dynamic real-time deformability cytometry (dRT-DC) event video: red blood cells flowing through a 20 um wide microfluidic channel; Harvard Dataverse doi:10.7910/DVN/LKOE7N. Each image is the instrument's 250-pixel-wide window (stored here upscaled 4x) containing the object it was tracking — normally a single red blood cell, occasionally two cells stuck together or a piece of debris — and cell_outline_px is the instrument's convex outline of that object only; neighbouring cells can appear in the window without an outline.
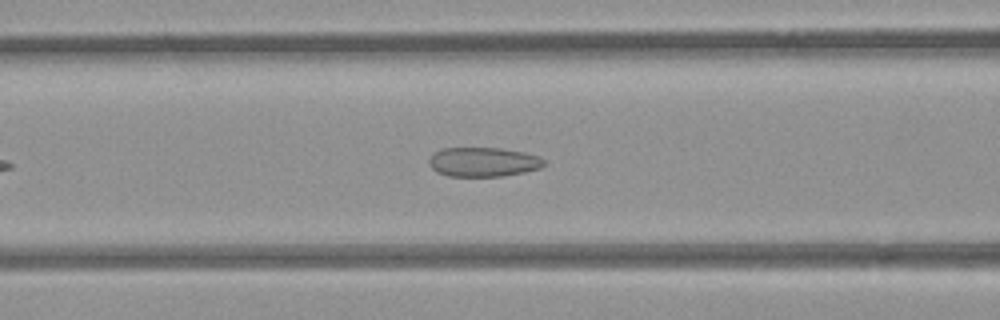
{"species": "common noctule bat (a hibernating species)", "species_latin": "Nyctalus noctula", "temperature_condition": "room temperature", "stored_images_in_passage": 44, "camera_frame_rate_fps": 3000, "um_per_image_px": 0.085, "animal": {"sex": "female", "body_mass_g": 21.9}, "frame": {"image": 1, "passage_image": 11, "time_ms": 3.333, "image_size_px": [1000, 320], "cell_outline_px": [[544, 164], [540, 168], [524, 172], [504, 176], [448, 176], [436, 172], [428, 164], [428, 160], [436, 152], [444, 148], [500, 148], [524, 152], [540, 156], [544, 160]], "centroid_in_image_um": [41.08, 13.77], "position_along_channel_um": 125.5, "area_um2": 19.65}}
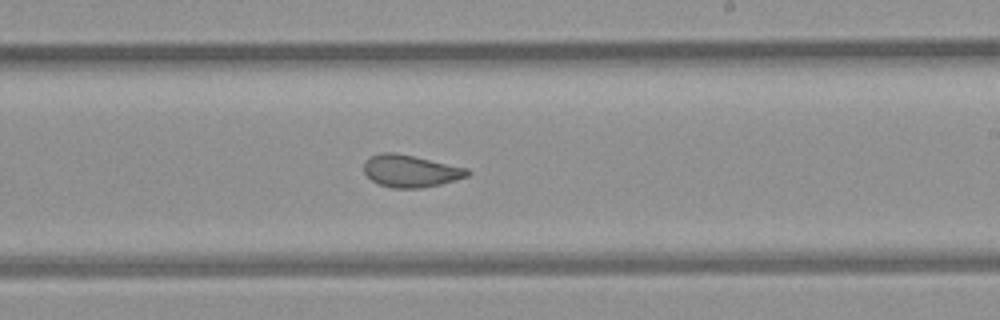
{"frame": {"image": 2, "passage_image": 21, "time_ms": 6.667, "image_size_px": [1000, 320], "cell_outline_px": [[472, 172], [468, 176], [440, 184], [420, 188], [392, 188], [380, 184], [372, 180], [364, 172], [364, 164], [372, 156], [380, 152], [396, 152], [468, 168]], "centroid_in_image_um": [34.92, 14.53], "position_along_channel_um": 254.1, "area_um2": 19.31}}
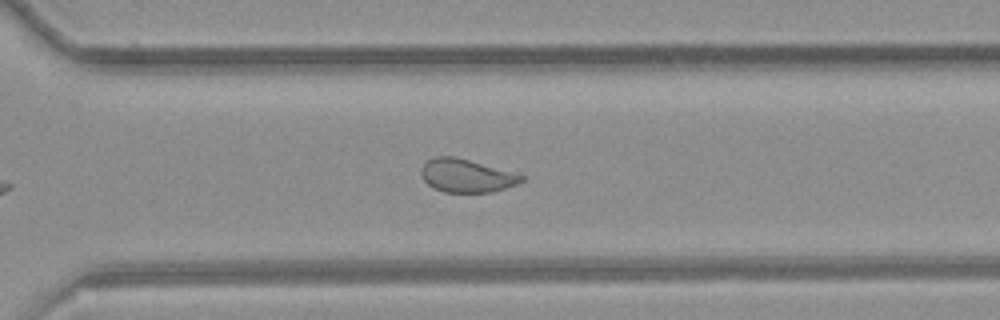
{"frame": {"image": 3, "passage_image": 27, "time_ms": 8.667, "image_size_px": [1000, 320], "cell_outline_px": [[524, 180], [516, 184], [492, 192], [444, 192], [432, 188], [424, 180], [420, 172], [424, 164], [428, 160], [436, 156], [456, 156], [524, 176]], "centroid_in_image_um": [39.6, 14.93], "position_along_channel_um": 331.0, "area_um2": 19.13}, "authors_computed_cell_mechanics": {"area_um2": 21.0392, "velocity_mm_per_s": 3.8628, "shape_relaxation_time_tau1_ms": null, "shape_relaxation_time_tau2_ms": 1.14, "deformation_change_tau1": null, "deformation_change_tau2": 0.0797}}